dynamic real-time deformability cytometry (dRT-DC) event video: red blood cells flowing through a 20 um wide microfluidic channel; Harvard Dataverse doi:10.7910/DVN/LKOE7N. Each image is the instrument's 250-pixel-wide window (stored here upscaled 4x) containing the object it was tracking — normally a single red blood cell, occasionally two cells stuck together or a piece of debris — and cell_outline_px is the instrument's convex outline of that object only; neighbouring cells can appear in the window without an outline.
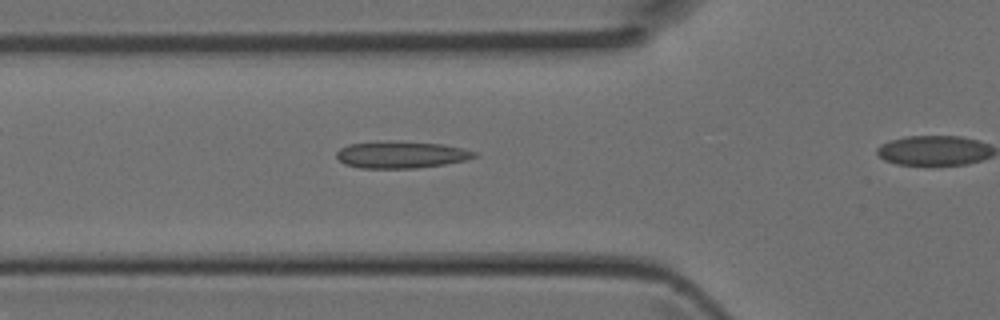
{"species": "Egyptian fruit bat (a non-hibernating species)", "species_latin": "Rousettus aegyptiacus", "temperature_condition": "room temperature", "stored_images_in_passage": 17, "camera_frame_rate_fps": 3000, "um_per_image_px": 0.085, "animal": {"sex": "female"}, "frame": {"image": 1, "passage_image": 8, "time_ms": 2.333, "image_size_px": [1000, 320], "cell_outline_px": [[480, 156], [464, 160], [444, 164], [416, 168], [360, 168], [344, 164], [336, 156], [336, 152], [340, 148], [348, 144], [376, 140], [444, 144], [464, 148], [476, 152]], "centroid_in_image_um": [34.08, 13.14], "position_along_channel_um": 91.7, "area_um2": 21.85}}
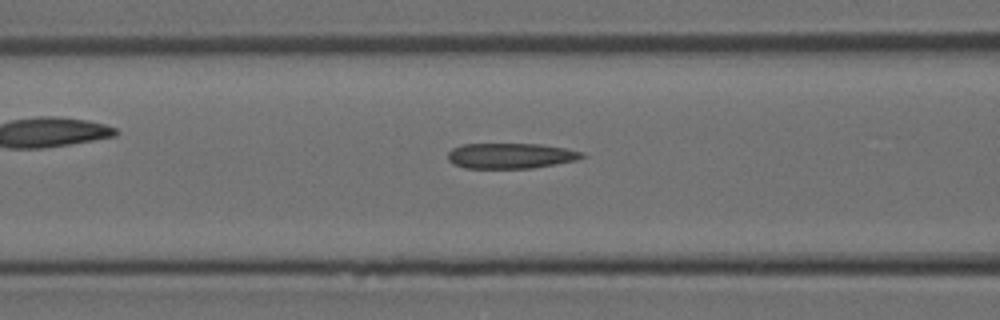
{"frame": {"image": 2, "passage_image": 10, "time_ms": 3.0, "image_size_px": [1000, 320], "cell_outline_px": [[584, 156], [576, 160], [556, 164], [532, 168], [464, 168], [452, 164], [448, 160], [448, 152], [452, 148], [464, 144], [540, 144], [568, 148], [584, 152]], "centroid_in_image_um": [43.4, 13.24], "position_along_channel_um": 123.2, "area_um2": 20.0}}